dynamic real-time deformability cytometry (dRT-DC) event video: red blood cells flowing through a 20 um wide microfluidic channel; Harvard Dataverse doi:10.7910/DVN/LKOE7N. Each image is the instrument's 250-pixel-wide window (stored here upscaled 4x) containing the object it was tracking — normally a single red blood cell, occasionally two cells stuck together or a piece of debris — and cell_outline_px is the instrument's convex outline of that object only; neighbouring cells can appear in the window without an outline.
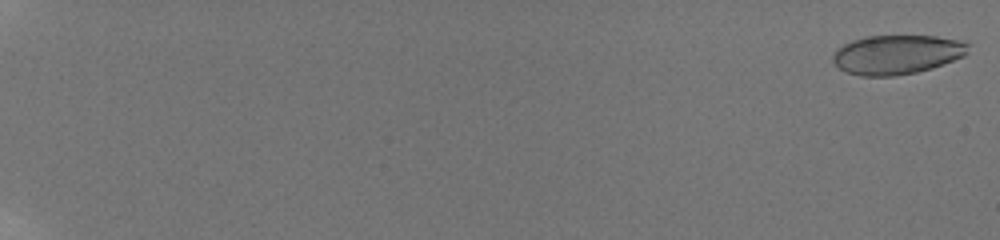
{"species": "human", "species_latin": "Homo sapiens", "temperature_condition": "room temperature", "stored_images_in_passage": 11, "camera_frame_rate_fps": 3000, "um_per_image_px": 0.085, "donor": {"sex": "male"}, "frame": {"image": 1, "passage_image": 1, "time_ms": 0.0, "image_size_px": [1000, 240], "cell_outline_px": [[968, 52], [964, 56], [932, 68], [916, 72], [896, 76], [860, 76], [848, 72], [840, 68], [832, 60], [832, 56], [844, 44], [852, 40], [868, 36], [936, 36], [956, 40], [968, 44]], "centroid_in_image_um": [76.24, 4.64], "position_along_channel_um": 8.8, "area_um2": 30.63}}